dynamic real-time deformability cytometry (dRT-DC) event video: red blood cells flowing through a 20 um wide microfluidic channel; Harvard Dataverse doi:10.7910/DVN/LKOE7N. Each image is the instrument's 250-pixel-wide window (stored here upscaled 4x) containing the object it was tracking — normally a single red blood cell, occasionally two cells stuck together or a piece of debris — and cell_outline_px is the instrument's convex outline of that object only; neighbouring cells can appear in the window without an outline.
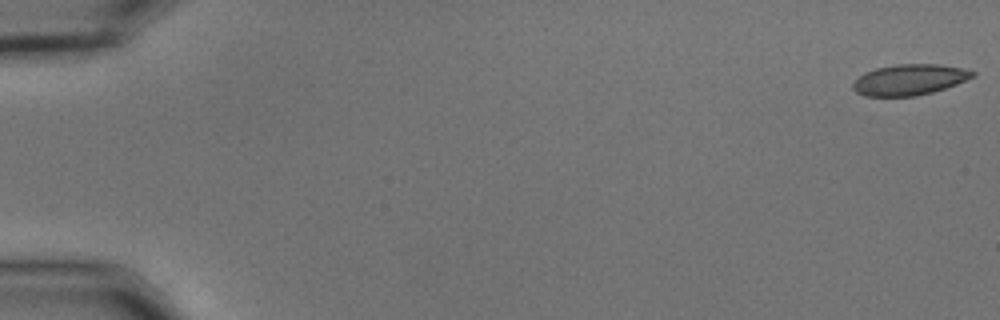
{"species": "common noctule bat (a hibernating species)", "species_latin": "Nyctalus noctula", "temperature_condition": "cold", "stored_images_in_passage": 51, "camera_frame_rate_fps": 3000, "um_per_image_px": 0.085, "animal": {"sex": "male", "body_mass_g": 15.6}, "frame": {"image": 1, "passage_image": 1, "time_ms": 0.0, "image_size_px": [1000, 320], "cell_outline_px": [[976, 76], [956, 84], [932, 92], [916, 96], [864, 96], [856, 92], [852, 88], [852, 84], [864, 72], [876, 68], [896, 64], [940, 64], [960, 68], [976, 72]], "centroid_in_image_um": [77.29, 6.77], "position_along_channel_um": 7.7, "area_um2": 21.44}}
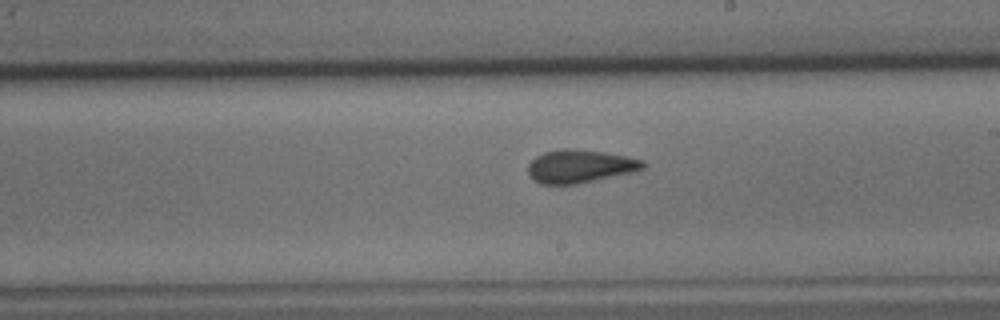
{"frame": {"image": 2, "passage_image": 33, "time_ms": 10.667, "image_size_px": [1000, 320], "cell_outline_px": [[648, 164], [644, 168], [628, 172], [576, 184], [540, 184], [532, 180], [528, 172], [528, 164], [536, 156], [544, 152], [560, 148], [568, 148], [604, 152], [628, 156], [644, 160]], "centroid_in_image_um": [49.26, 14.12], "position_along_channel_um": 239.7, "area_um2": 22.08}}
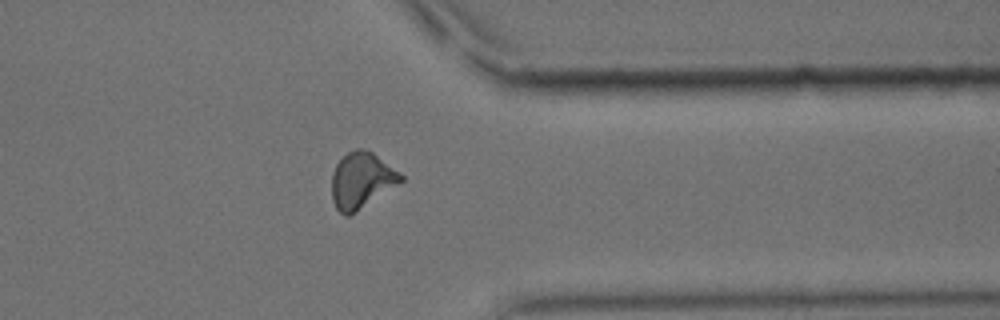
{"frame": {"image": 3, "passage_image": 45, "time_ms": 14.667, "image_size_px": [1000, 320], "cell_outline_px": [[404, 180], [348, 216], [344, 216], [336, 208], [332, 200], [332, 172], [336, 164], [348, 152], [356, 148], [364, 148], [372, 152], [400, 172], [404, 176]], "centroid_in_image_um": [30.71, 15.31], "position_along_channel_um": 380.7, "area_um2": 22.25}, "authors_computed_cell_mechanics": {"area_um2": 21.8484, "velocity_mm_per_s": 3.6427, "shape_relaxation_time_tau1_ms": 11.0732, "shape_relaxation_time_tau2_ms": 2.2616, "deformation_change_tau1": 0.1938, "deformation_change_tau2": 0.0633}}